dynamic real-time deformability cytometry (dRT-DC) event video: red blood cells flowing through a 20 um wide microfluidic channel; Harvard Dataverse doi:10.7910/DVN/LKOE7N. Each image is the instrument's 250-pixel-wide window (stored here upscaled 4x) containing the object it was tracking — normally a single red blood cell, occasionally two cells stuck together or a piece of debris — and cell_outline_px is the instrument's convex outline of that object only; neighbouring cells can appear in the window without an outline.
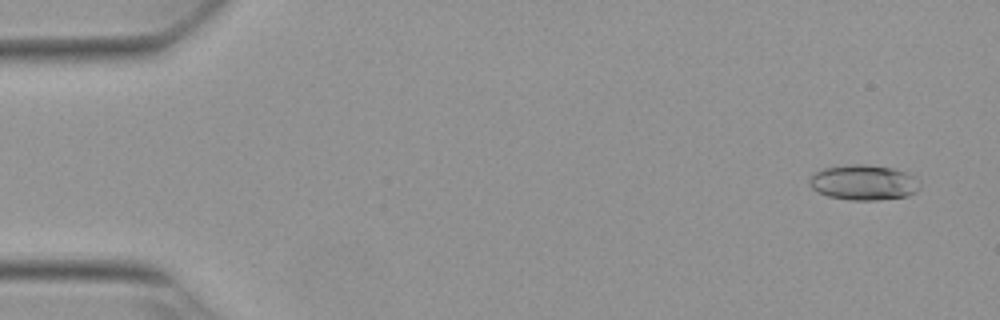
{"species": "Egyptian fruit bat (a non-hibernating species)", "species_latin": "Rousettus aegyptiacus", "temperature_condition": "warm", "stored_images_in_passage": 53, "camera_frame_rate_fps": 3000, "um_per_image_px": 0.085, "animal": {"sex": "female"}, "frame": {"image": 1, "passage_image": 3, "time_ms": 0.667, "image_size_px": [1000, 320], "cell_outline_px": [[920, 188], [916, 192], [908, 196], [876, 200], [848, 200], [828, 196], [812, 188], [808, 184], [808, 180], [816, 172], [824, 168], [852, 164], [868, 164], [892, 168], [916, 176], [920, 184]], "centroid_in_image_um": [73.43, 15.51], "position_along_channel_um": 11.6, "area_um2": 22.77}}
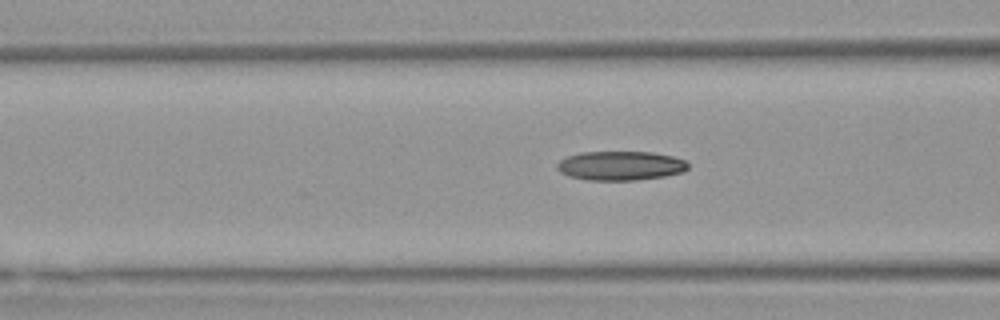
{"frame": {"image": 2, "passage_image": 21, "time_ms": 6.667, "image_size_px": [1000, 320], "cell_outline_px": [[688, 168], [684, 172], [664, 176], [636, 180], [588, 180], [568, 176], [560, 172], [556, 168], [556, 164], [560, 160], [568, 156], [580, 152], [652, 152], [672, 156], [684, 160], [688, 164]], "centroid_in_image_um": [52.72, 14.08], "position_along_channel_um": 113.9, "area_um2": 22.31}}
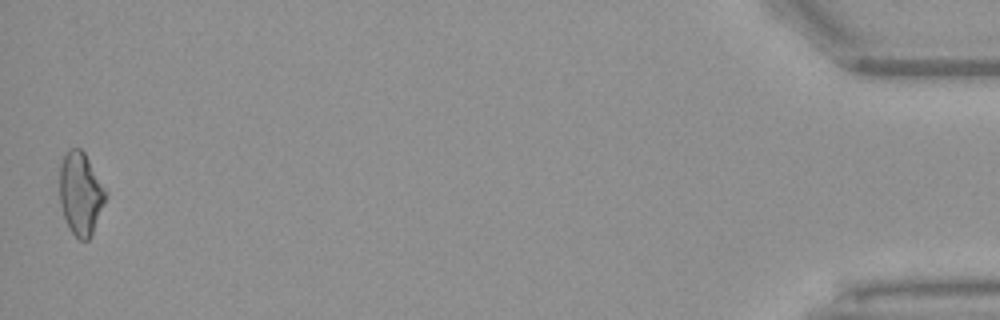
{"frame": {"image": 3, "passage_image": 53, "time_ms": 17.333, "image_size_px": [1000, 320], "cell_outline_px": [[108, 196], [92, 232], [88, 240], [80, 240], [72, 232], [64, 216], [60, 204], [60, 164], [64, 156], [72, 148], [80, 148], [84, 152], [108, 192]], "centroid_in_image_um": [6.87, 16.44], "position_along_channel_um": 428.3, "area_um2": 21.96}, "authors_computed_cell_mechanics": {"area_um2": 21.8484, "velocity_mm_per_s": 3.8333, "shape_relaxation_time_tau1_ms": null, "shape_relaxation_time_tau2_ms": 10.7799, "deformation_change_tau1": null, "deformation_change_tau2": 0.2026}}